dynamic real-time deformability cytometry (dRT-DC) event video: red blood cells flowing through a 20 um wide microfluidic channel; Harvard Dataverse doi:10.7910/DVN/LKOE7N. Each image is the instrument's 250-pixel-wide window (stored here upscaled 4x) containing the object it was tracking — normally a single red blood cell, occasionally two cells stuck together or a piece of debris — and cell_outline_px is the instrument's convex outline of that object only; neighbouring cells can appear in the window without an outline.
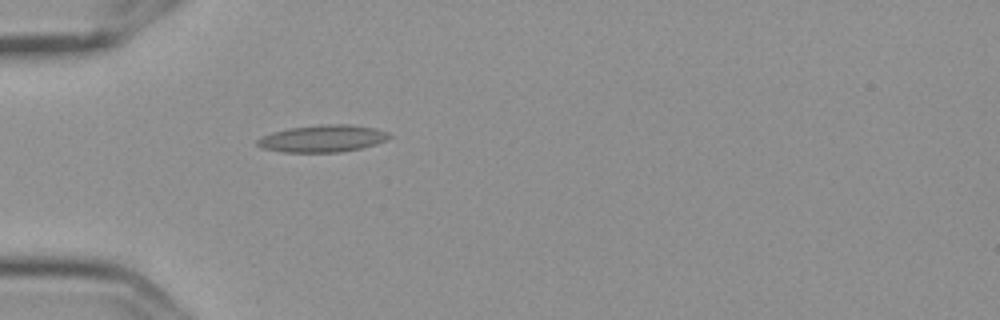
{"species": "Egyptian fruit bat (a non-hibernating species)", "species_latin": "Rousettus aegyptiacus", "temperature_condition": "cold", "stored_images_in_passage": 1, "camera_frame_rate_fps": 3000, "um_per_image_px": 0.085, "frame": {"image": 1, "passage_image": 1, "time_ms": 0.0, "image_size_px": [1000, 320], "cell_outline_px": [[392, 136], [376, 144], [360, 148], [340, 152], [284, 152], [260, 148], [256, 144], [256, 140], [272, 132], [288, 128], [328, 124], [348, 124], [376, 128], [388, 132]], "centroid_in_image_um": [27.41, 11.77], "position_along_channel_um": 57.6, "area_um2": 20.75}}